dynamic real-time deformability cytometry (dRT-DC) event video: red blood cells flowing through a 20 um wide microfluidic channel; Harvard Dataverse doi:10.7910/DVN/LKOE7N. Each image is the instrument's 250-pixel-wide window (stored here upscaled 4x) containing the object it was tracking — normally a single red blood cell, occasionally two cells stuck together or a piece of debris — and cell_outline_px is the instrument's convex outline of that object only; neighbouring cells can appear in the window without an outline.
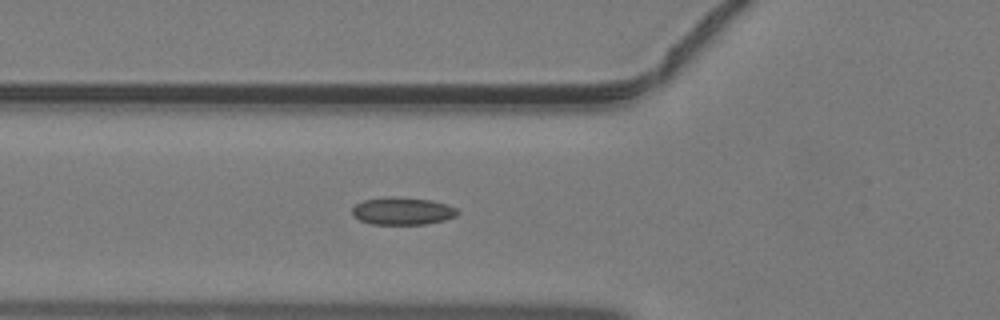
{"species": "common noctule bat (a hibernating species)", "species_latin": "Nyctalus noctula", "temperature_condition": "warm", "stored_images_in_passage": 34, "camera_frame_rate_fps": 3000, "um_per_image_px": 0.085, "animal": {"sex": "male", "body_mass_g": 19.2, "forearm_length_mm": 51.8}, "frame": {"image": 1, "passage_image": 7, "time_ms": 2.0, "image_size_px": [1000, 320], "cell_outline_px": [[460, 212], [456, 216], [444, 220], [424, 224], [372, 224], [360, 220], [352, 216], [352, 208], [356, 204], [364, 200], [388, 196], [400, 196], [432, 200], [448, 204], [456, 208]], "centroid_in_image_um": [34.22, 17.92], "position_along_channel_um": 91.6, "area_um2": 17.11}}
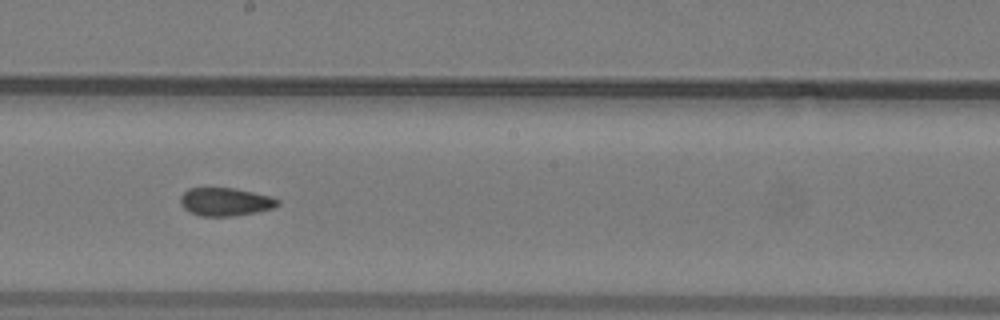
{"frame": {"image": 2, "passage_image": 16, "time_ms": 5.0, "image_size_px": [1000, 320], "cell_outline_px": [[280, 204], [272, 208], [256, 212], [232, 216], [200, 216], [188, 212], [180, 204], [180, 196], [188, 188], [232, 188], [272, 196], [280, 200]], "centroid_in_image_um": [19.14, 17.15], "position_along_channel_um": 229.1, "area_um2": 16.01}}
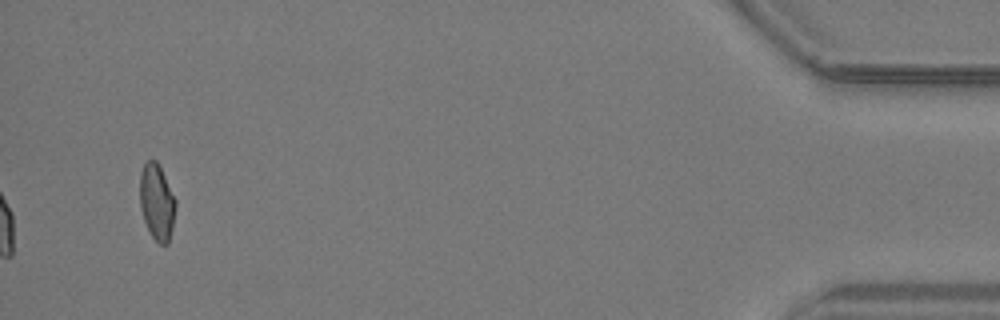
{"frame": {"image": 3, "passage_image": 34, "time_ms": 11.0, "image_size_px": [1000, 320], "cell_outline_px": [[176, 208], [172, 228], [168, 244], [160, 244], [152, 236], [144, 220], [140, 208], [140, 172], [144, 160], [156, 160], [176, 200]], "centroid_in_image_um": [13.32, 17.15], "position_along_channel_um": 421.9, "area_um2": 15.78}}